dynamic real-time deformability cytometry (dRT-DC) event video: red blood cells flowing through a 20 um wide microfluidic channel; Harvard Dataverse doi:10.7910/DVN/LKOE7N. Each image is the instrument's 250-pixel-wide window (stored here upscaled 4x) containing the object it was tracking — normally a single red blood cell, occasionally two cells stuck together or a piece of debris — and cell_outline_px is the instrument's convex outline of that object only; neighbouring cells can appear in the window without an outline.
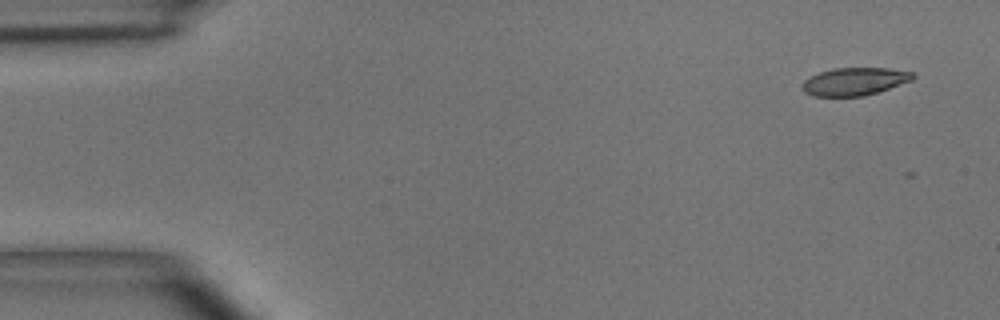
{"species": "common noctule bat (a hibernating species)", "species_latin": "Nyctalus noctula", "temperature_condition": "room temperature", "stored_images_in_passage": 5, "camera_frame_rate_fps": 3000, "um_per_image_px": 0.085, "animal": {"sex": "male", "body_mass_g": 15.6}, "frame": {"image": 1, "passage_image": 1, "time_ms": 0.0, "image_size_px": [1000, 320], "cell_outline_px": [[916, 76], [912, 80], [864, 96], [812, 96], [804, 92], [800, 88], [800, 84], [804, 80], [820, 72], [832, 68], [888, 68], [916, 72]], "centroid_in_image_um": [72.62, 6.92], "position_along_channel_um": 12.4, "area_um2": 17.98}}
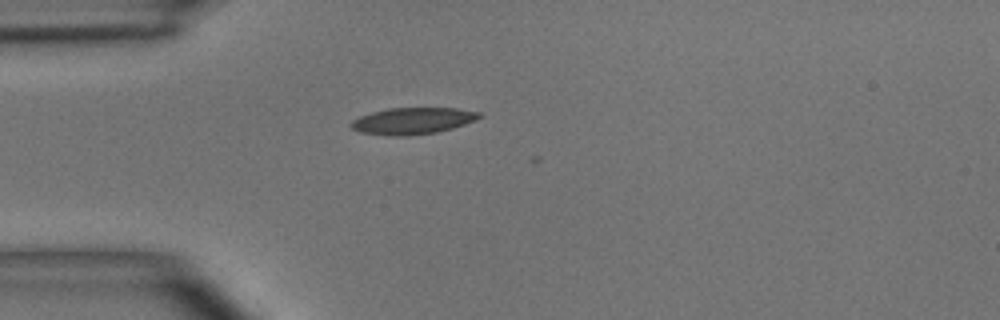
{"frame": {"image": 2, "passage_image": 4, "time_ms": 3.667, "image_size_px": [1000, 320], "cell_outline_px": [[484, 116], [476, 120], [452, 128], [436, 132], [408, 136], [388, 136], [360, 132], [352, 128], [348, 124], [352, 120], [360, 116], [372, 112], [388, 108], [456, 108], [480, 112]], "centroid_in_image_um": [35.07, 10.27], "position_along_channel_um": 49.9, "area_um2": 20.0}}